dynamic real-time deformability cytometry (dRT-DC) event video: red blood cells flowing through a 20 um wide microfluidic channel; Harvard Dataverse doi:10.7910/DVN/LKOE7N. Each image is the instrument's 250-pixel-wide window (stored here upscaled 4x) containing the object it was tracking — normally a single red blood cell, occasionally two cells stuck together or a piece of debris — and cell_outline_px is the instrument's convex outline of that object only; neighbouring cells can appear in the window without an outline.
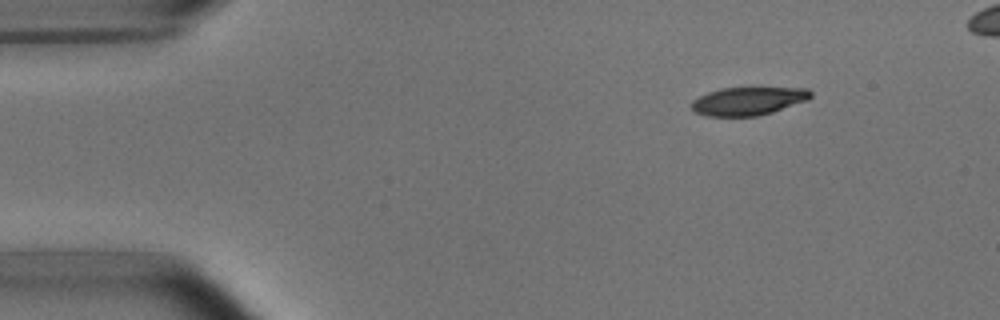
{"species": "common noctule bat (a hibernating species)", "species_latin": "Nyctalus noctula", "temperature_condition": "room temperature", "stored_images_in_passage": 4, "camera_frame_rate_fps": 3000, "um_per_image_px": 0.085, "animal": {"sex": "male", "body_mass_g": 15.6}, "frame": {"image": 1, "passage_image": 1, "time_ms": 0.0, "image_size_px": [1000, 320], "cell_outline_px": [[812, 96], [808, 100], [772, 112], [756, 116], [704, 116], [696, 112], [692, 108], [692, 100], [708, 92], [720, 88], [808, 88], [812, 92]], "centroid_in_image_um": [63.6, 8.59], "position_along_channel_um": 21.4, "area_um2": 19.48}}